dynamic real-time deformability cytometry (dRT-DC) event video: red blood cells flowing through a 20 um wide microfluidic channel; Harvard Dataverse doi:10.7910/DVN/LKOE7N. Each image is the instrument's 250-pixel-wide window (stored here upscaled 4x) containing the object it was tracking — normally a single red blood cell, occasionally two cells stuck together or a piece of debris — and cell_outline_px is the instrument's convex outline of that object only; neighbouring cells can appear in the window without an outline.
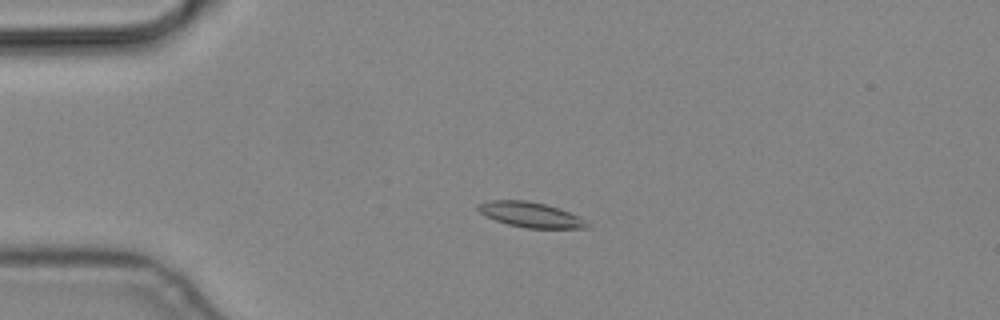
{"species": "common noctule bat (a hibernating species)", "species_latin": "Nyctalus noctula", "temperature_condition": "cold", "stored_images_in_passage": 5, "camera_frame_rate_fps": 3000, "um_per_image_px": 0.085, "animal": {"sex": "male", "body_mass_g": 19.2, "forearm_length_mm": 51.8}, "frame": {"image": 1, "passage_image": 3, "time_ms": 0.667, "image_size_px": [1000, 320], "cell_outline_px": [[588, 228], [528, 228], [508, 224], [496, 220], [480, 212], [476, 208], [476, 204], [488, 200], [524, 200], [544, 204], [560, 208], [580, 216], [588, 224]], "centroid_in_image_um": [45.09, 18.24], "position_along_channel_um": 39.9, "area_um2": 15.9}}
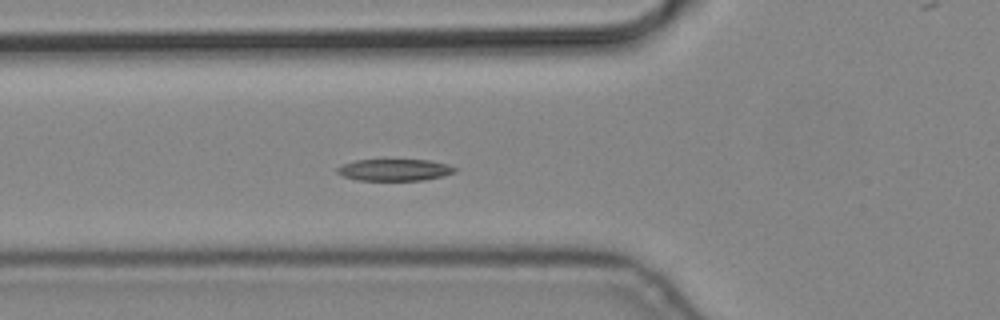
{"frame": {"image": 2, "passage_image": 5, "time_ms": 1.333, "image_size_px": [1000, 320], "cell_outline_px": [[456, 172], [444, 176], [424, 180], [356, 180], [344, 176], [336, 172], [336, 168], [344, 164], [356, 160], [428, 160], [448, 164], [456, 168]], "centroid_in_image_um": [33.56, 14.44], "position_along_channel_um": 92.2, "area_um2": 14.85}}